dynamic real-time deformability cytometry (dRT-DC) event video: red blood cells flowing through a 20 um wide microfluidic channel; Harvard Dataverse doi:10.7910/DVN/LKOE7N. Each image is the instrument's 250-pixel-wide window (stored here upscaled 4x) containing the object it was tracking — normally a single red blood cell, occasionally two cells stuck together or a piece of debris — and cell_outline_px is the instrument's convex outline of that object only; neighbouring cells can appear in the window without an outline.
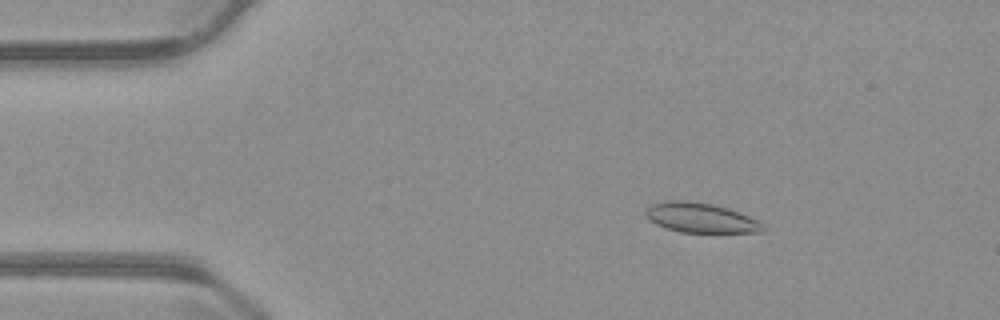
{"species": "common noctule bat (a hibernating species)", "species_latin": "Nyctalus noctula", "temperature_condition": "warm", "stored_images_in_passage": 54, "camera_frame_rate_fps": 3000, "um_per_image_px": 0.085, "animal": {"sex": "male", "body_mass_g": 23.1, "forearm_length_mm": 52.7}, "frame": {"image": 1, "passage_image": 9, "time_ms": 2.667, "image_size_px": [1000, 320], "cell_outline_px": [[764, 232], [680, 232], [656, 224], [648, 220], [644, 212], [652, 204], [668, 200], [688, 200], [712, 204], [728, 208], [748, 216], [764, 224]], "centroid_in_image_um": [59.54, 18.5], "position_along_channel_um": 25.5, "area_um2": 20.23}}
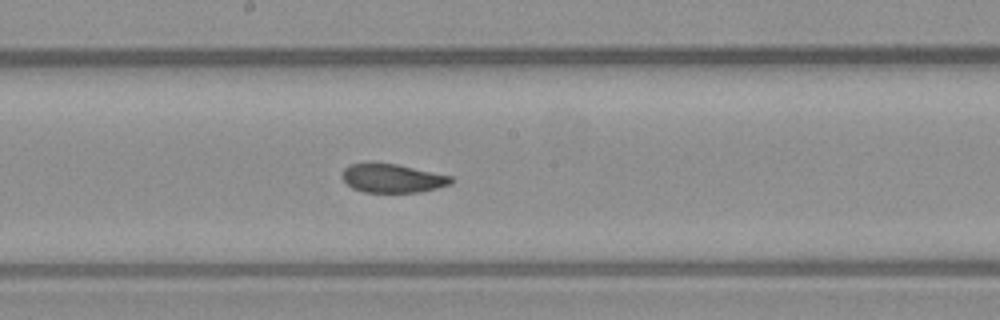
{"frame": {"image": 2, "passage_image": 29, "time_ms": 9.333, "image_size_px": [1000, 320], "cell_outline_px": [[456, 180], [452, 184], [420, 192], [364, 192], [352, 188], [340, 176], [344, 168], [348, 164], [372, 160], [396, 164], [452, 176]], "centroid_in_image_um": [33.32, 15.12], "position_along_channel_um": 214.9, "area_um2": 18.79}}
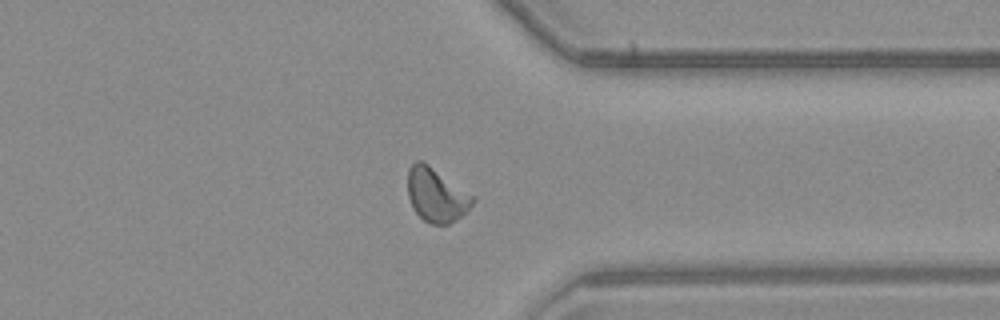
{"frame": {"image": 3, "passage_image": 42, "time_ms": 13.667, "image_size_px": [1000, 320], "cell_outline_px": [[476, 200], [468, 212], [456, 220], [448, 224], [432, 224], [424, 220], [416, 212], [408, 196], [408, 168], [416, 160], [420, 160], [428, 164], [476, 196]], "centroid_in_image_um": [37.14, 16.57], "position_along_channel_um": 374.3, "area_um2": 20.58}, "authors_computed_cell_mechanics": {"area_um2": 19.5364, "velocity_mm_per_s": 3.8034, "shape_relaxation_time_tau1_ms": 5.1397, "shape_relaxation_time_tau2_ms": 1.3836, "deformation_change_tau1": 0.1119, "deformation_change_tau2": 0.0503}}